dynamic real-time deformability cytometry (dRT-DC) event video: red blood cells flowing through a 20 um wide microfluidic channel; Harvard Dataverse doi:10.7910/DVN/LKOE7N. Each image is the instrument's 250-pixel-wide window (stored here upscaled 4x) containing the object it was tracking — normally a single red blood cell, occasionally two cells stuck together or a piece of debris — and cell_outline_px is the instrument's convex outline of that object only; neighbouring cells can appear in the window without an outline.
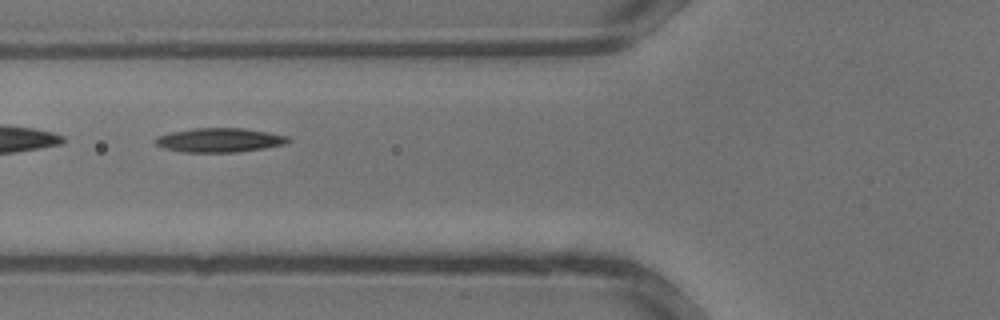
{"species": "common noctule bat (a hibernating species)", "species_latin": "Nyctalus noctula", "temperature_condition": "warm", "stored_images_in_passage": 31, "segment_of_instrument_passage": [2, 2], "camera_frame_rate_fps": 3000, "um_per_image_px": 0.085, "animal": {"sex": "male", "body_mass_g": 13.3}, "frame": {"image": 1, "passage_image": 10, "time_ms": 3.0, "image_size_px": [1000, 320], "cell_outline_px": [[292, 140], [284, 144], [264, 148], [236, 152], [184, 152], [164, 148], [156, 144], [152, 140], [156, 136], [168, 132], [192, 128], [244, 128], [268, 132], [288, 136]], "centroid_in_image_um": [18.61, 11.9], "position_along_channel_um": 107.2, "area_um2": 18.84}}
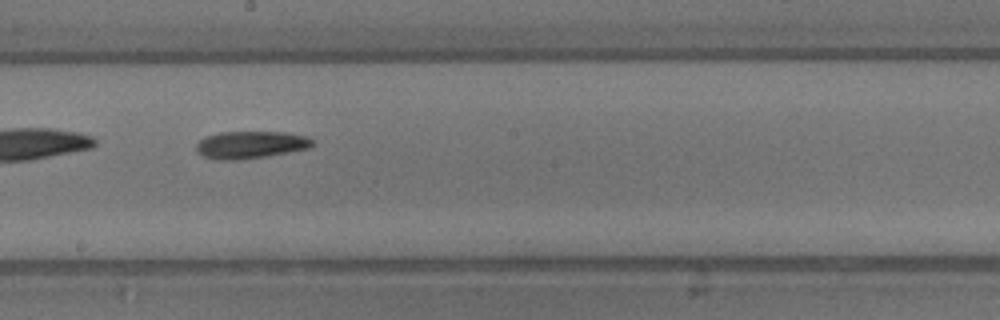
{"frame": {"image": 2, "passage_image": 16, "time_ms": 5.0, "image_size_px": [1000, 320], "cell_outline_px": [[316, 144], [308, 148], [268, 156], [240, 160], [212, 160], [196, 152], [196, 144], [204, 136], [220, 132], [284, 132], [308, 136], [316, 140]], "centroid_in_image_um": [21.31, 12.31], "position_along_channel_um": 226.9, "area_um2": 18.9}}
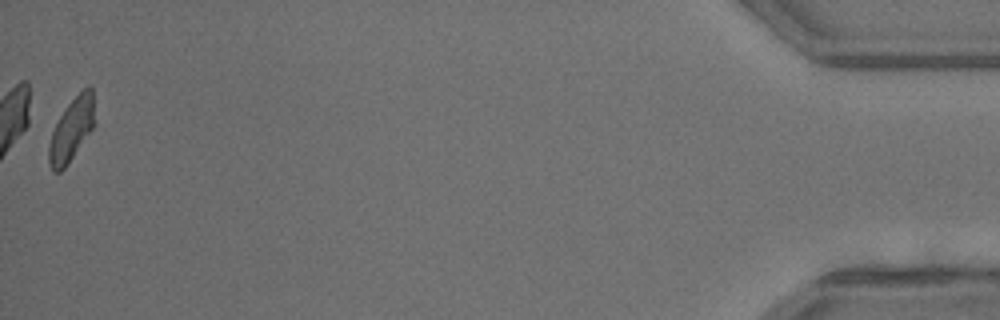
{"frame": {"image": 3, "passage_image": 31, "time_ms": 10.0, "image_size_px": [1000, 320], "cell_outline_px": [[96, 124], [68, 164], [60, 172], [52, 172], [48, 164], [48, 144], [52, 132], [60, 116], [68, 104], [88, 84], [92, 88]], "centroid_in_image_um": [6.09, 11.04], "position_along_channel_um": 429.1, "area_um2": 16.99}}